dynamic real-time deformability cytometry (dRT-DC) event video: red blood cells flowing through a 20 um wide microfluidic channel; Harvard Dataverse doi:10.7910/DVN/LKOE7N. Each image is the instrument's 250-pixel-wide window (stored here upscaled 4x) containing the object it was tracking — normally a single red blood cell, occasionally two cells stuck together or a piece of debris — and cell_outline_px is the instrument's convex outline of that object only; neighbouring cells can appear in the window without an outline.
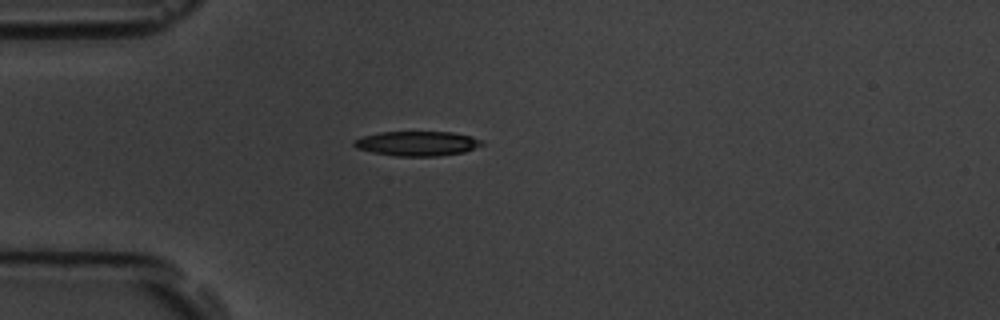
{"species": "common noctule bat (a hibernating species)", "species_latin": "Nyctalus noctula", "temperature_condition": "room temperature", "stored_images_in_passage": 2, "camera_frame_rate_fps": 3000, "um_per_image_px": 0.085, "animal": {"sex": "male", "body_mass_g": 19.5, "forearm_length_mm": 54.6}, "frame": {"image": 1, "passage_image": 1, "time_ms": 0.0, "image_size_px": [1000, 320], "cell_outline_px": [[484, 144], [464, 152], [440, 156], [396, 156], [372, 152], [356, 148], [352, 144], [352, 140], [364, 136], [380, 132], [452, 132], [472, 136], [484, 140]], "centroid_in_image_um": [35.47, 12.2], "position_along_channel_um": 49.5, "area_um2": 18.5}}